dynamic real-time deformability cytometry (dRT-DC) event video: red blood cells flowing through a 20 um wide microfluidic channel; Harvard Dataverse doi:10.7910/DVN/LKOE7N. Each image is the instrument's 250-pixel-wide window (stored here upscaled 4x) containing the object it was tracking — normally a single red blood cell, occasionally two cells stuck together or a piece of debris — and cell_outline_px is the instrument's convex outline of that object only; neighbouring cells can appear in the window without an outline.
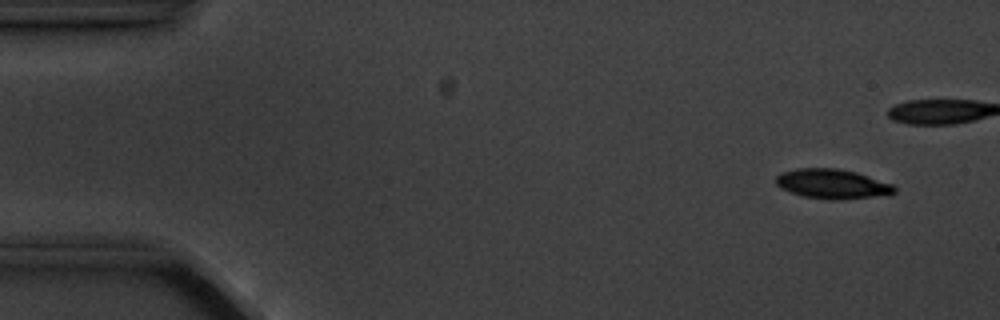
{"species": "common noctule bat (a hibernating species)", "species_latin": "Nyctalus noctula", "temperature_condition": "cold", "stored_images_in_passage": 5, "camera_frame_rate_fps": 3000, "um_per_image_px": 0.085, "animal": {"sex": "male", "body_mass_g": 20.1, "forearm_length_mm": 53.5}, "frame": {"image": 1, "passage_image": 2, "time_ms": 1.0, "image_size_px": [1000, 320], "cell_outline_px": [[896, 192], [892, 196], [836, 200], [828, 200], [804, 196], [780, 188], [776, 184], [776, 176], [780, 172], [796, 168], [840, 168], [856, 172], [892, 184], [896, 188]], "centroid_in_image_um": [70.8, 15.64], "position_along_channel_um": 14.2, "area_um2": 20.87}}